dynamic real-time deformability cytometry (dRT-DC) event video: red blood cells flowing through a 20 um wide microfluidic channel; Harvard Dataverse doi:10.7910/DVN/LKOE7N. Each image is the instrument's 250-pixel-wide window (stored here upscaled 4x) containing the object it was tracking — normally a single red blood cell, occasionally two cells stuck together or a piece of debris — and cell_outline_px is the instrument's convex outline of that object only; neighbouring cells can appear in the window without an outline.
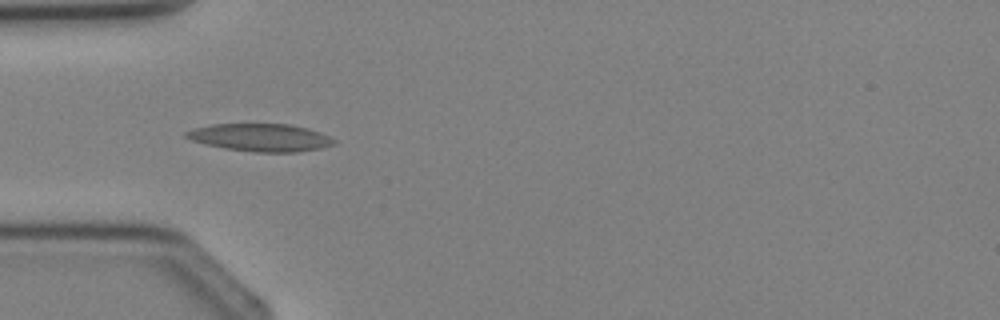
{"species": "Egyptian fruit bat (a non-hibernating species)", "species_latin": "Rousettus aegyptiacus", "temperature_condition": "cold", "stored_images_in_passage": 4, "camera_frame_rate_fps": 3000, "um_per_image_px": 0.085, "animal": {"sex": "female"}, "frame": {"image": 1, "passage_image": 3, "time_ms": 2.333, "image_size_px": [1000, 320], "cell_outline_px": [[336, 144], [320, 148], [296, 152], [252, 152], [224, 148], [204, 144], [192, 140], [184, 136], [184, 132], [196, 128], [212, 124], [288, 124], [308, 128], [320, 132], [336, 140]], "centroid_in_image_um": [22.15, 11.69], "position_along_channel_um": 62.9, "area_um2": 23.81}}
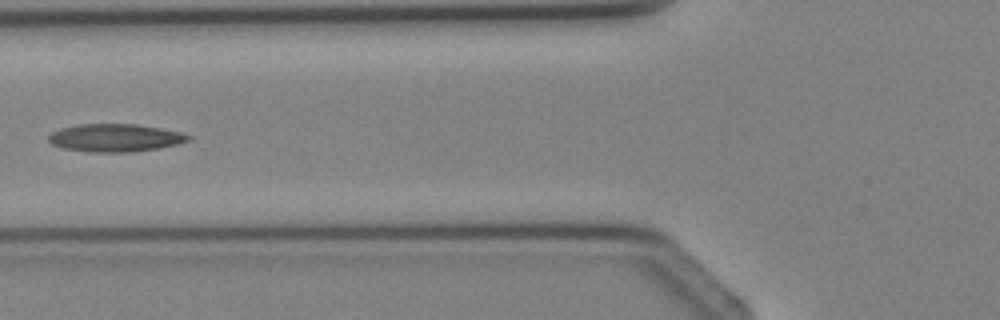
{"frame": {"image": 2, "passage_image": 4, "time_ms": 3.333, "image_size_px": [1000, 320], "cell_outline_px": [[192, 140], [176, 144], [156, 148], [124, 152], [92, 152], [64, 148], [52, 144], [48, 140], [48, 136], [52, 132], [60, 128], [76, 124], [136, 124], [160, 128], [180, 132], [192, 136]], "centroid_in_image_um": [9.77, 11.7], "position_along_channel_um": 116.0, "area_um2": 22.48}}